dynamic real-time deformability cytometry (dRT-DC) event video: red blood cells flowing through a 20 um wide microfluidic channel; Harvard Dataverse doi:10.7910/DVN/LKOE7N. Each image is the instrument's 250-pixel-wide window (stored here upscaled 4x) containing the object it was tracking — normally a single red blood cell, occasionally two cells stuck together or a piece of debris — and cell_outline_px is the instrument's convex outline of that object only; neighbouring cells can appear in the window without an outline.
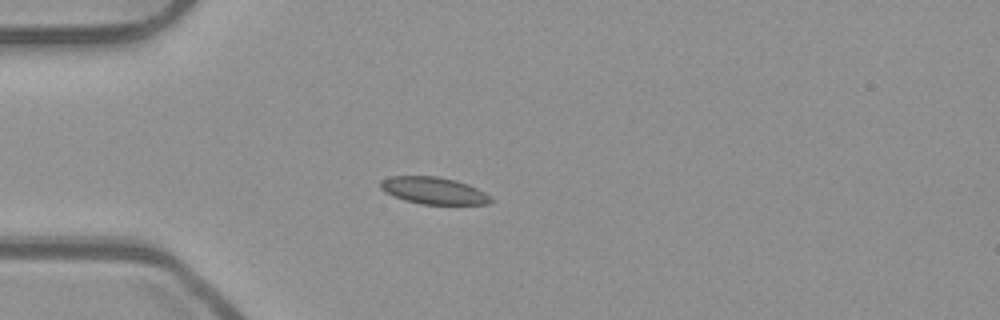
{"species": "common noctule bat (a hibernating species)", "species_latin": "Nyctalus noctula", "temperature_condition": "room temperature", "stored_images_in_passage": 49, "camera_frame_rate_fps": 3000, "um_per_image_px": 0.085, "animal": {"sex": "male", "body_mass_g": 23.1, "forearm_length_mm": 52.7}, "frame": {"image": 1, "passage_image": 10, "time_ms": 3.0, "image_size_px": [1000, 320], "cell_outline_px": [[492, 200], [488, 204], [420, 204], [404, 200], [384, 192], [380, 188], [380, 180], [388, 176], [436, 176], [456, 180], [468, 184], [492, 196]], "centroid_in_image_um": [36.83, 16.19], "position_along_channel_um": 48.2, "area_um2": 17.46}}
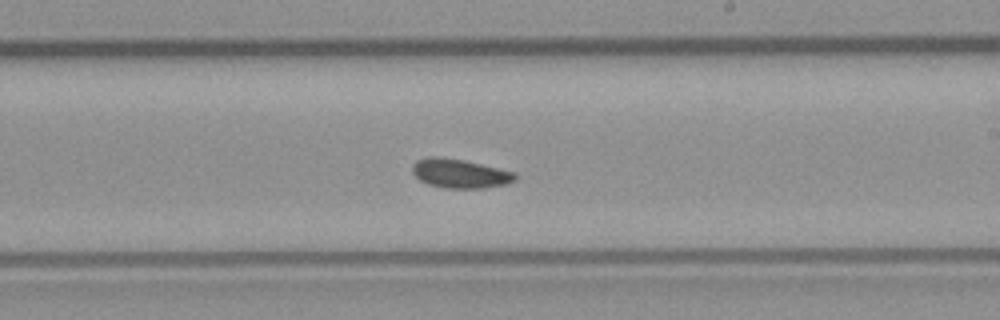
{"frame": {"image": 2, "passage_image": 27, "time_ms": 8.667, "image_size_px": [1000, 320], "cell_outline_px": [[516, 180], [504, 184], [484, 188], [448, 188], [428, 184], [420, 180], [412, 172], [412, 164], [416, 160], [428, 156], [440, 156], [464, 160], [516, 172]], "centroid_in_image_um": [39.07, 14.73], "position_along_channel_um": 249.9, "area_um2": 17.46}}
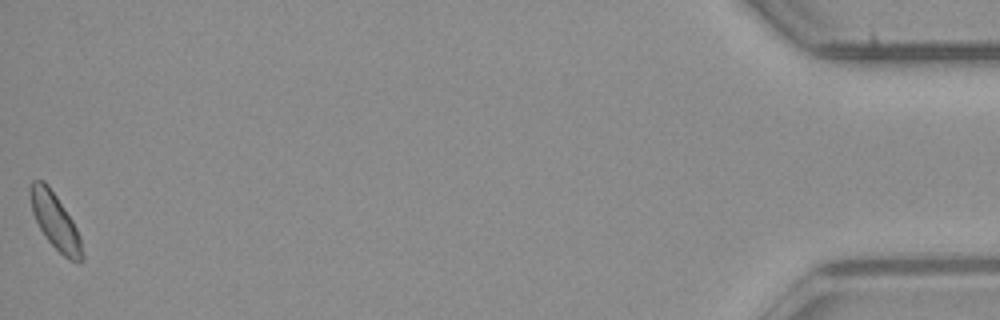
{"frame": {"image": 3, "passage_image": 49, "time_ms": 16.0, "image_size_px": [1000, 320], "cell_outline_px": [[84, 260], [80, 264], [68, 260], [48, 240], [40, 228], [32, 212], [28, 192], [28, 188], [32, 180], [44, 180], [56, 196], [72, 220], [80, 236], [84, 256]], "centroid_in_image_um": [4.69, 18.82], "position_along_channel_um": 430.5, "area_um2": 16.94}, "authors_computed_cell_mechanics": {"area_um2": 17.051, "velocity_mm_per_s": 3.837, "shape_relaxation_time_tau1_ms": 1.9805, "shape_relaxation_time_tau2_ms": 7.7518, "deformation_change_tau1": 0.0594, "deformation_change_tau2": 0.1151}}